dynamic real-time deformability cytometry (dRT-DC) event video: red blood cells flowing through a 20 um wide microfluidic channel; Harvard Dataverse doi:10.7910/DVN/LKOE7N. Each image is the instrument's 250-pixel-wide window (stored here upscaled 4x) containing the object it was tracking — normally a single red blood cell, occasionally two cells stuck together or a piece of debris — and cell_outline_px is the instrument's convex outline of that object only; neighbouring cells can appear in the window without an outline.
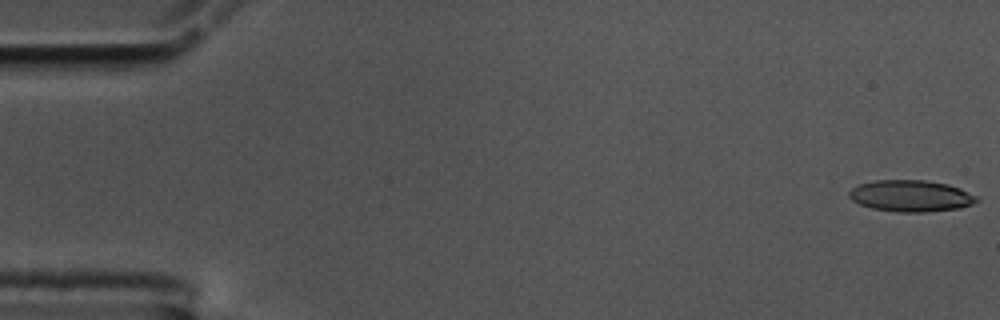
{"species": "common noctule bat (a hibernating species)", "species_latin": "Nyctalus noctula", "temperature_condition": "cold", "stored_images_in_passage": 57, "camera_frame_rate_fps": 3000, "um_per_image_px": 0.085, "animal": {"sex": "male", "body_mass_g": 17.5, "forearm_length_mm": 52.3}, "frame": {"image": 1, "passage_image": 1, "time_ms": 0.0, "image_size_px": [1000, 320], "cell_outline_px": [[980, 200], [972, 204], [960, 208], [924, 212], [900, 212], [872, 208], [860, 204], [852, 200], [848, 196], [848, 192], [852, 188], [860, 184], [876, 180], [924, 180], [948, 184], [960, 188], [976, 196]], "centroid_in_image_um": [77.43, 16.65], "position_along_channel_um": 7.6, "area_um2": 23.35}}
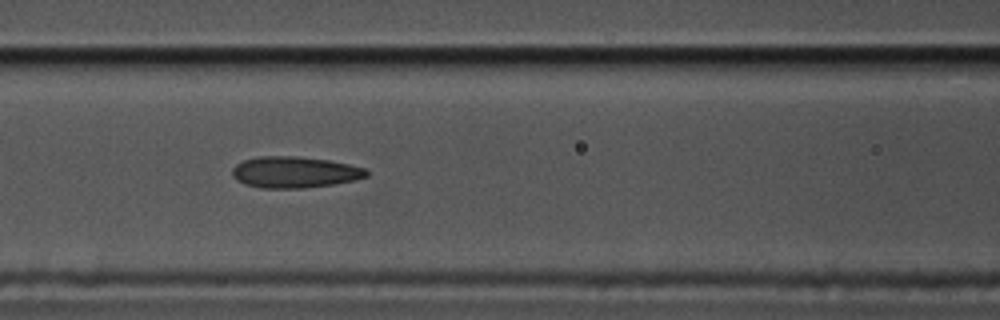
{"frame": {"image": 2, "passage_image": 24, "time_ms": 7.667, "image_size_px": [1000, 320], "cell_outline_px": [[368, 176], [356, 180], [332, 184], [300, 188], [260, 188], [244, 184], [236, 180], [232, 176], [232, 168], [236, 164], [244, 160], [256, 156], [296, 156], [328, 160], [368, 168]], "centroid_in_image_um": [25.03, 14.63], "position_along_channel_um": 141.6, "area_um2": 24.62}}
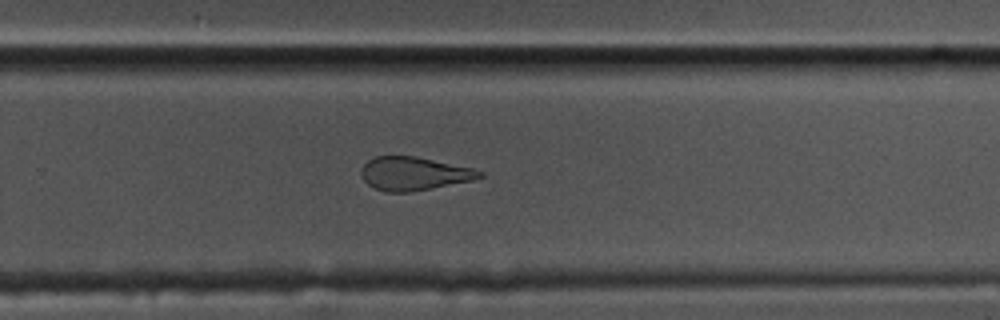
{"frame": {"image": 3, "passage_image": 37, "time_ms": 12.0, "image_size_px": [1000, 320], "cell_outline_px": [[484, 176], [476, 180], [432, 188], [408, 192], [388, 192], [376, 188], [368, 184], [364, 180], [360, 172], [360, 168], [368, 160], [376, 156], [416, 156], [472, 168], [484, 172]], "centroid_in_image_um": [35.2, 14.75], "position_along_channel_um": 294.6, "area_um2": 23.06}, "authors_computed_cell_mechanics": {"area_um2": 24.4494, "velocity_mm_per_s": 3.5434, "shape_relaxation_time_tau1_ms": null, "shape_relaxation_time_tau2_ms": 1.9825, "deformation_change_tau1": null, "deformation_change_tau2": 0.1019}}